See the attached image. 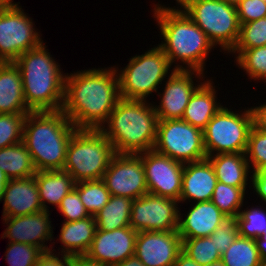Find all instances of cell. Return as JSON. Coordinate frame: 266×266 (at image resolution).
Masks as SVG:
<instances>
[{
    "mask_svg": "<svg viewBox=\"0 0 266 266\" xmlns=\"http://www.w3.org/2000/svg\"><path fill=\"white\" fill-rule=\"evenodd\" d=\"M119 99L115 66L66 73L62 112L76 129L100 130Z\"/></svg>",
    "mask_w": 266,
    "mask_h": 266,
    "instance_id": "obj_1",
    "label": "cell"
},
{
    "mask_svg": "<svg viewBox=\"0 0 266 266\" xmlns=\"http://www.w3.org/2000/svg\"><path fill=\"white\" fill-rule=\"evenodd\" d=\"M153 7V18L163 38L158 46L170 65H174V70H197L204 73L207 57L215 48L205 32L184 11L168 10L157 4Z\"/></svg>",
    "mask_w": 266,
    "mask_h": 266,
    "instance_id": "obj_2",
    "label": "cell"
},
{
    "mask_svg": "<svg viewBox=\"0 0 266 266\" xmlns=\"http://www.w3.org/2000/svg\"><path fill=\"white\" fill-rule=\"evenodd\" d=\"M158 121L150 101L120 98L100 131L116 154H139L154 149Z\"/></svg>",
    "mask_w": 266,
    "mask_h": 266,
    "instance_id": "obj_3",
    "label": "cell"
},
{
    "mask_svg": "<svg viewBox=\"0 0 266 266\" xmlns=\"http://www.w3.org/2000/svg\"><path fill=\"white\" fill-rule=\"evenodd\" d=\"M77 129L59 111H31L23 125V143L36 171L63 170L68 143Z\"/></svg>",
    "mask_w": 266,
    "mask_h": 266,
    "instance_id": "obj_4",
    "label": "cell"
},
{
    "mask_svg": "<svg viewBox=\"0 0 266 266\" xmlns=\"http://www.w3.org/2000/svg\"><path fill=\"white\" fill-rule=\"evenodd\" d=\"M44 44L23 53L14 63L21 74L27 107L31 111H59L64 103L66 73Z\"/></svg>",
    "mask_w": 266,
    "mask_h": 266,
    "instance_id": "obj_5",
    "label": "cell"
},
{
    "mask_svg": "<svg viewBox=\"0 0 266 266\" xmlns=\"http://www.w3.org/2000/svg\"><path fill=\"white\" fill-rule=\"evenodd\" d=\"M115 154L112 143L100 130L77 129L68 143L63 170L75 183L99 180Z\"/></svg>",
    "mask_w": 266,
    "mask_h": 266,
    "instance_id": "obj_6",
    "label": "cell"
},
{
    "mask_svg": "<svg viewBox=\"0 0 266 266\" xmlns=\"http://www.w3.org/2000/svg\"><path fill=\"white\" fill-rule=\"evenodd\" d=\"M172 68V70H171ZM119 80V94L123 99L147 100L154 91L157 93L170 72H174L167 56L157 45L144 54L131 56L126 67H115Z\"/></svg>",
    "mask_w": 266,
    "mask_h": 266,
    "instance_id": "obj_7",
    "label": "cell"
},
{
    "mask_svg": "<svg viewBox=\"0 0 266 266\" xmlns=\"http://www.w3.org/2000/svg\"><path fill=\"white\" fill-rule=\"evenodd\" d=\"M228 108L222 106L203 130L207 156L246 152L249 133L253 127L251 110L247 107L239 112Z\"/></svg>",
    "mask_w": 266,
    "mask_h": 266,
    "instance_id": "obj_8",
    "label": "cell"
},
{
    "mask_svg": "<svg viewBox=\"0 0 266 266\" xmlns=\"http://www.w3.org/2000/svg\"><path fill=\"white\" fill-rule=\"evenodd\" d=\"M184 12L207 35L209 41L229 54L235 47L240 23L237 8L223 0H200L192 3Z\"/></svg>",
    "mask_w": 266,
    "mask_h": 266,
    "instance_id": "obj_9",
    "label": "cell"
},
{
    "mask_svg": "<svg viewBox=\"0 0 266 266\" xmlns=\"http://www.w3.org/2000/svg\"><path fill=\"white\" fill-rule=\"evenodd\" d=\"M154 150L183 164L207 158L203 130L182 119L158 121Z\"/></svg>",
    "mask_w": 266,
    "mask_h": 266,
    "instance_id": "obj_10",
    "label": "cell"
},
{
    "mask_svg": "<svg viewBox=\"0 0 266 266\" xmlns=\"http://www.w3.org/2000/svg\"><path fill=\"white\" fill-rule=\"evenodd\" d=\"M19 4L0 6V57L5 62H14L43 43L33 18Z\"/></svg>",
    "mask_w": 266,
    "mask_h": 266,
    "instance_id": "obj_11",
    "label": "cell"
},
{
    "mask_svg": "<svg viewBox=\"0 0 266 266\" xmlns=\"http://www.w3.org/2000/svg\"><path fill=\"white\" fill-rule=\"evenodd\" d=\"M179 201L147 193L134 199L130 227L141 231H173L178 229Z\"/></svg>",
    "mask_w": 266,
    "mask_h": 266,
    "instance_id": "obj_12",
    "label": "cell"
},
{
    "mask_svg": "<svg viewBox=\"0 0 266 266\" xmlns=\"http://www.w3.org/2000/svg\"><path fill=\"white\" fill-rule=\"evenodd\" d=\"M102 180L111 196L137 199L148 193L145 170L138 154H115Z\"/></svg>",
    "mask_w": 266,
    "mask_h": 266,
    "instance_id": "obj_13",
    "label": "cell"
},
{
    "mask_svg": "<svg viewBox=\"0 0 266 266\" xmlns=\"http://www.w3.org/2000/svg\"><path fill=\"white\" fill-rule=\"evenodd\" d=\"M138 155L145 170L148 193L174 199L180 203L184 164L154 149Z\"/></svg>",
    "mask_w": 266,
    "mask_h": 266,
    "instance_id": "obj_14",
    "label": "cell"
},
{
    "mask_svg": "<svg viewBox=\"0 0 266 266\" xmlns=\"http://www.w3.org/2000/svg\"><path fill=\"white\" fill-rule=\"evenodd\" d=\"M197 70H175L165 82L164 92H157L159 105H154L159 120L182 119L185 108L195 90L203 83L206 75ZM198 78L196 84L193 78ZM200 82V83H199ZM197 85V86H196Z\"/></svg>",
    "mask_w": 266,
    "mask_h": 266,
    "instance_id": "obj_15",
    "label": "cell"
},
{
    "mask_svg": "<svg viewBox=\"0 0 266 266\" xmlns=\"http://www.w3.org/2000/svg\"><path fill=\"white\" fill-rule=\"evenodd\" d=\"M49 212V210H42L29 215L3 217L5 222L3 224H6L7 227L2 233L1 239L8 238L9 242L33 245L42 252L52 250L53 246L49 244L48 247L47 245L48 241L51 242L55 239Z\"/></svg>",
    "mask_w": 266,
    "mask_h": 266,
    "instance_id": "obj_16",
    "label": "cell"
},
{
    "mask_svg": "<svg viewBox=\"0 0 266 266\" xmlns=\"http://www.w3.org/2000/svg\"><path fill=\"white\" fill-rule=\"evenodd\" d=\"M181 251L182 239L177 230L137 234L134 255L145 266H173Z\"/></svg>",
    "mask_w": 266,
    "mask_h": 266,
    "instance_id": "obj_17",
    "label": "cell"
},
{
    "mask_svg": "<svg viewBox=\"0 0 266 266\" xmlns=\"http://www.w3.org/2000/svg\"><path fill=\"white\" fill-rule=\"evenodd\" d=\"M137 234L130 226L112 231L96 229L93 242L85 255L106 266H115L134 256Z\"/></svg>",
    "mask_w": 266,
    "mask_h": 266,
    "instance_id": "obj_18",
    "label": "cell"
},
{
    "mask_svg": "<svg viewBox=\"0 0 266 266\" xmlns=\"http://www.w3.org/2000/svg\"><path fill=\"white\" fill-rule=\"evenodd\" d=\"M3 217L34 214L43 210L35 176L9 179L2 191Z\"/></svg>",
    "mask_w": 266,
    "mask_h": 266,
    "instance_id": "obj_19",
    "label": "cell"
},
{
    "mask_svg": "<svg viewBox=\"0 0 266 266\" xmlns=\"http://www.w3.org/2000/svg\"><path fill=\"white\" fill-rule=\"evenodd\" d=\"M192 204L184 218L179 209L177 231L182 240L212 235L226 217L212 201Z\"/></svg>",
    "mask_w": 266,
    "mask_h": 266,
    "instance_id": "obj_20",
    "label": "cell"
},
{
    "mask_svg": "<svg viewBox=\"0 0 266 266\" xmlns=\"http://www.w3.org/2000/svg\"><path fill=\"white\" fill-rule=\"evenodd\" d=\"M217 183L215 170L208 158L184 164L180 202L211 201Z\"/></svg>",
    "mask_w": 266,
    "mask_h": 266,
    "instance_id": "obj_21",
    "label": "cell"
},
{
    "mask_svg": "<svg viewBox=\"0 0 266 266\" xmlns=\"http://www.w3.org/2000/svg\"><path fill=\"white\" fill-rule=\"evenodd\" d=\"M215 88L212 78L204 80L190 97L182 120L204 130L212 117L225 106L217 101Z\"/></svg>",
    "mask_w": 266,
    "mask_h": 266,
    "instance_id": "obj_22",
    "label": "cell"
},
{
    "mask_svg": "<svg viewBox=\"0 0 266 266\" xmlns=\"http://www.w3.org/2000/svg\"><path fill=\"white\" fill-rule=\"evenodd\" d=\"M23 94L20 71L14 62L0 67V114L29 113Z\"/></svg>",
    "mask_w": 266,
    "mask_h": 266,
    "instance_id": "obj_23",
    "label": "cell"
},
{
    "mask_svg": "<svg viewBox=\"0 0 266 266\" xmlns=\"http://www.w3.org/2000/svg\"><path fill=\"white\" fill-rule=\"evenodd\" d=\"M97 226L95 217L90 215L74 222L62 223L59 239L62 250L59 252L66 256L85 255L93 242Z\"/></svg>",
    "mask_w": 266,
    "mask_h": 266,
    "instance_id": "obj_24",
    "label": "cell"
},
{
    "mask_svg": "<svg viewBox=\"0 0 266 266\" xmlns=\"http://www.w3.org/2000/svg\"><path fill=\"white\" fill-rule=\"evenodd\" d=\"M207 158L214 167L217 181L235 187L251 185L252 171L245 153H221Z\"/></svg>",
    "mask_w": 266,
    "mask_h": 266,
    "instance_id": "obj_25",
    "label": "cell"
},
{
    "mask_svg": "<svg viewBox=\"0 0 266 266\" xmlns=\"http://www.w3.org/2000/svg\"><path fill=\"white\" fill-rule=\"evenodd\" d=\"M34 176L41 205L46 211L50 209L48 204L58 207L65 195L75 186L73 177L64 170L36 171Z\"/></svg>",
    "mask_w": 266,
    "mask_h": 266,
    "instance_id": "obj_26",
    "label": "cell"
},
{
    "mask_svg": "<svg viewBox=\"0 0 266 266\" xmlns=\"http://www.w3.org/2000/svg\"><path fill=\"white\" fill-rule=\"evenodd\" d=\"M0 169L9 179H22L34 176L31 155L23 142L0 149Z\"/></svg>",
    "mask_w": 266,
    "mask_h": 266,
    "instance_id": "obj_27",
    "label": "cell"
},
{
    "mask_svg": "<svg viewBox=\"0 0 266 266\" xmlns=\"http://www.w3.org/2000/svg\"><path fill=\"white\" fill-rule=\"evenodd\" d=\"M133 201L127 197L110 196L108 203L94 215L97 229L112 231L130 226Z\"/></svg>",
    "mask_w": 266,
    "mask_h": 266,
    "instance_id": "obj_28",
    "label": "cell"
},
{
    "mask_svg": "<svg viewBox=\"0 0 266 266\" xmlns=\"http://www.w3.org/2000/svg\"><path fill=\"white\" fill-rule=\"evenodd\" d=\"M225 266H259L261 258L255 240L238 235L221 255Z\"/></svg>",
    "mask_w": 266,
    "mask_h": 266,
    "instance_id": "obj_29",
    "label": "cell"
},
{
    "mask_svg": "<svg viewBox=\"0 0 266 266\" xmlns=\"http://www.w3.org/2000/svg\"><path fill=\"white\" fill-rule=\"evenodd\" d=\"M235 63L242 68L248 79L261 80L266 83V45L251 49H233Z\"/></svg>",
    "mask_w": 266,
    "mask_h": 266,
    "instance_id": "obj_30",
    "label": "cell"
},
{
    "mask_svg": "<svg viewBox=\"0 0 266 266\" xmlns=\"http://www.w3.org/2000/svg\"><path fill=\"white\" fill-rule=\"evenodd\" d=\"M247 187H235L217 181L211 201L228 217H237L243 208Z\"/></svg>",
    "mask_w": 266,
    "mask_h": 266,
    "instance_id": "obj_31",
    "label": "cell"
},
{
    "mask_svg": "<svg viewBox=\"0 0 266 266\" xmlns=\"http://www.w3.org/2000/svg\"><path fill=\"white\" fill-rule=\"evenodd\" d=\"M74 189L89 215L93 216L108 203L111 196L102 179L75 183Z\"/></svg>",
    "mask_w": 266,
    "mask_h": 266,
    "instance_id": "obj_32",
    "label": "cell"
},
{
    "mask_svg": "<svg viewBox=\"0 0 266 266\" xmlns=\"http://www.w3.org/2000/svg\"><path fill=\"white\" fill-rule=\"evenodd\" d=\"M182 251L201 266L221 259L210 236L182 240Z\"/></svg>",
    "mask_w": 266,
    "mask_h": 266,
    "instance_id": "obj_33",
    "label": "cell"
},
{
    "mask_svg": "<svg viewBox=\"0 0 266 266\" xmlns=\"http://www.w3.org/2000/svg\"><path fill=\"white\" fill-rule=\"evenodd\" d=\"M259 207V208H257ZM262 206H251L240 210L237 216L239 235L246 238L256 239L264 234L266 229V211Z\"/></svg>",
    "mask_w": 266,
    "mask_h": 266,
    "instance_id": "obj_34",
    "label": "cell"
},
{
    "mask_svg": "<svg viewBox=\"0 0 266 266\" xmlns=\"http://www.w3.org/2000/svg\"><path fill=\"white\" fill-rule=\"evenodd\" d=\"M245 155L252 173L266 169V132L251 128Z\"/></svg>",
    "mask_w": 266,
    "mask_h": 266,
    "instance_id": "obj_35",
    "label": "cell"
},
{
    "mask_svg": "<svg viewBox=\"0 0 266 266\" xmlns=\"http://www.w3.org/2000/svg\"><path fill=\"white\" fill-rule=\"evenodd\" d=\"M266 45V17L240 25L238 41L233 49H251Z\"/></svg>",
    "mask_w": 266,
    "mask_h": 266,
    "instance_id": "obj_36",
    "label": "cell"
},
{
    "mask_svg": "<svg viewBox=\"0 0 266 266\" xmlns=\"http://www.w3.org/2000/svg\"><path fill=\"white\" fill-rule=\"evenodd\" d=\"M27 114H0V149L23 142V125Z\"/></svg>",
    "mask_w": 266,
    "mask_h": 266,
    "instance_id": "obj_37",
    "label": "cell"
},
{
    "mask_svg": "<svg viewBox=\"0 0 266 266\" xmlns=\"http://www.w3.org/2000/svg\"><path fill=\"white\" fill-rule=\"evenodd\" d=\"M5 260L9 266H35L43 253L38 247L26 243L8 242Z\"/></svg>",
    "mask_w": 266,
    "mask_h": 266,
    "instance_id": "obj_38",
    "label": "cell"
},
{
    "mask_svg": "<svg viewBox=\"0 0 266 266\" xmlns=\"http://www.w3.org/2000/svg\"><path fill=\"white\" fill-rule=\"evenodd\" d=\"M237 217H228L221 222L210 237L214 239L216 250L222 255L238 237Z\"/></svg>",
    "mask_w": 266,
    "mask_h": 266,
    "instance_id": "obj_39",
    "label": "cell"
},
{
    "mask_svg": "<svg viewBox=\"0 0 266 266\" xmlns=\"http://www.w3.org/2000/svg\"><path fill=\"white\" fill-rule=\"evenodd\" d=\"M57 210L65 217V222H74L90 216L74 188L65 195Z\"/></svg>",
    "mask_w": 266,
    "mask_h": 266,
    "instance_id": "obj_40",
    "label": "cell"
},
{
    "mask_svg": "<svg viewBox=\"0 0 266 266\" xmlns=\"http://www.w3.org/2000/svg\"><path fill=\"white\" fill-rule=\"evenodd\" d=\"M236 8L240 25L266 17V2L263 0H242Z\"/></svg>",
    "mask_w": 266,
    "mask_h": 266,
    "instance_id": "obj_41",
    "label": "cell"
},
{
    "mask_svg": "<svg viewBox=\"0 0 266 266\" xmlns=\"http://www.w3.org/2000/svg\"><path fill=\"white\" fill-rule=\"evenodd\" d=\"M56 249L43 252L37 259L35 266H71V256L61 255L55 251Z\"/></svg>",
    "mask_w": 266,
    "mask_h": 266,
    "instance_id": "obj_42",
    "label": "cell"
},
{
    "mask_svg": "<svg viewBox=\"0 0 266 266\" xmlns=\"http://www.w3.org/2000/svg\"><path fill=\"white\" fill-rule=\"evenodd\" d=\"M251 186L253 192L266 203V169L260 170L258 172L252 173Z\"/></svg>",
    "mask_w": 266,
    "mask_h": 266,
    "instance_id": "obj_43",
    "label": "cell"
},
{
    "mask_svg": "<svg viewBox=\"0 0 266 266\" xmlns=\"http://www.w3.org/2000/svg\"><path fill=\"white\" fill-rule=\"evenodd\" d=\"M253 118V126L266 132V102L250 108Z\"/></svg>",
    "mask_w": 266,
    "mask_h": 266,
    "instance_id": "obj_44",
    "label": "cell"
},
{
    "mask_svg": "<svg viewBox=\"0 0 266 266\" xmlns=\"http://www.w3.org/2000/svg\"><path fill=\"white\" fill-rule=\"evenodd\" d=\"M71 266H106L104 263L97 262L88 258L86 255L71 256Z\"/></svg>",
    "mask_w": 266,
    "mask_h": 266,
    "instance_id": "obj_45",
    "label": "cell"
},
{
    "mask_svg": "<svg viewBox=\"0 0 266 266\" xmlns=\"http://www.w3.org/2000/svg\"><path fill=\"white\" fill-rule=\"evenodd\" d=\"M173 266H201L196 261L191 259L187 254L181 251L178 254L177 260Z\"/></svg>",
    "mask_w": 266,
    "mask_h": 266,
    "instance_id": "obj_46",
    "label": "cell"
},
{
    "mask_svg": "<svg viewBox=\"0 0 266 266\" xmlns=\"http://www.w3.org/2000/svg\"><path fill=\"white\" fill-rule=\"evenodd\" d=\"M261 259H266V229L264 234L254 239Z\"/></svg>",
    "mask_w": 266,
    "mask_h": 266,
    "instance_id": "obj_47",
    "label": "cell"
},
{
    "mask_svg": "<svg viewBox=\"0 0 266 266\" xmlns=\"http://www.w3.org/2000/svg\"><path fill=\"white\" fill-rule=\"evenodd\" d=\"M197 1H200V0H176V3L178 4V7L174 6L175 8L174 7H168V6L166 7V5L164 6V5L159 4V3H157V5L162 7V8H165V9H168V10H172V11H184L192 3L197 2Z\"/></svg>",
    "mask_w": 266,
    "mask_h": 266,
    "instance_id": "obj_48",
    "label": "cell"
},
{
    "mask_svg": "<svg viewBox=\"0 0 266 266\" xmlns=\"http://www.w3.org/2000/svg\"><path fill=\"white\" fill-rule=\"evenodd\" d=\"M115 266H145L135 255L128 257L123 262Z\"/></svg>",
    "mask_w": 266,
    "mask_h": 266,
    "instance_id": "obj_49",
    "label": "cell"
},
{
    "mask_svg": "<svg viewBox=\"0 0 266 266\" xmlns=\"http://www.w3.org/2000/svg\"><path fill=\"white\" fill-rule=\"evenodd\" d=\"M9 178L7 175L0 169V199L2 196V191L5 188L6 184L8 183Z\"/></svg>",
    "mask_w": 266,
    "mask_h": 266,
    "instance_id": "obj_50",
    "label": "cell"
},
{
    "mask_svg": "<svg viewBox=\"0 0 266 266\" xmlns=\"http://www.w3.org/2000/svg\"><path fill=\"white\" fill-rule=\"evenodd\" d=\"M17 4L13 0H0V6L14 5Z\"/></svg>",
    "mask_w": 266,
    "mask_h": 266,
    "instance_id": "obj_51",
    "label": "cell"
},
{
    "mask_svg": "<svg viewBox=\"0 0 266 266\" xmlns=\"http://www.w3.org/2000/svg\"><path fill=\"white\" fill-rule=\"evenodd\" d=\"M204 266H225V264L222 262V260L220 259V260H218V261H216V262H212V263H210V264H206V265H204Z\"/></svg>",
    "mask_w": 266,
    "mask_h": 266,
    "instance_id": "obj_52",
    "label": "cell"
},
{
    "mask_svg": "<svg viewBox=\"0 0 266 266\" xmlns=\"http://www.w3.org/2000/svg\"><path fill=\"white\" fill-rule=\"evenodd\" d=\"M223 1H225L227 4H230L236 7L242 0H223Z\"/></svg>",
    "mask_w": 266,
    "mask_h": 266,
    "instance_id": "obj_53",
    "label": "cell"
},
{
    "mask_svg": "<svg viewBox=\"0 0 266 266\" xmlns=\"http://www.w3.org/2000/svg\"><path fill=\"white\" fill-rule=\"evenodd\" d=\"M259 266H266V259H262Z\"/></svg>",
    "mask_w": 266,
    "mask_h": 266,
    "instance_id": "obj_54",
    "label": "cell"
},
{
    "mask_svg": "<svg viewBox=\"0 0 266 266\" xmlns=\"http://www.w3.org/2000/svg\"><path fill=\"white\" fill-rule=\"evenodd\" d=\"M5 63V61L0 57V67Z\"/></svg>",
    "mask_w": 266,
    "mask_h": 266,
    "instance_id": "obj_55",
    "label": "cell"
}]
</instances>
